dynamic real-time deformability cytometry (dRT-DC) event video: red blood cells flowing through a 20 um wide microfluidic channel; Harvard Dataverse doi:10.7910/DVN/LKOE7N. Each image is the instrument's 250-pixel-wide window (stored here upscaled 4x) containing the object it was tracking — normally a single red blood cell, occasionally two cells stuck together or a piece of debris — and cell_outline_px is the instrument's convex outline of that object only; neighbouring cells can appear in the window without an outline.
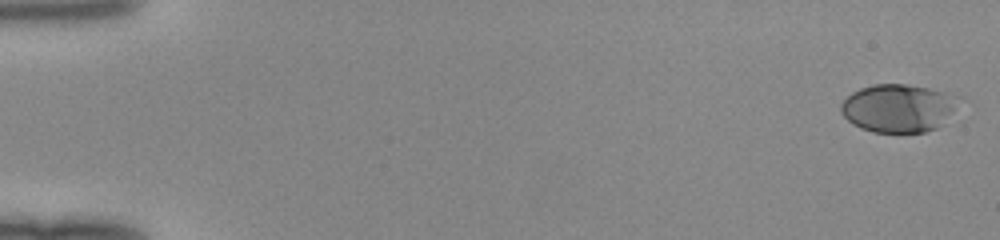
{"species": "human", "species_latin": "Homo sapiens", "temperature_condition": "room temperature", "stored_images_in_passage": 50, "camera_frame_rate_fps": 3000, "um_per_image_px": 0.085, "donor": {"sex": "female"}, "frame": {"image": 1, "passage_image": 1, "time_ms": 0.0, "image_size_px": [1000, 240], "cell_outline_px": [[960, 96], [952, 108], [936, 128], [924, 132], [872, 132], [860, 128], [852, 124], [840, 112], [840, 104], [852, 92], [860, 88], [872, 84], [904, 84], [928, 88]], "centroid_in_image_um": [76.25, 9.18], "position_along_channel_um": 8.7, "area_um2": 32.43}}
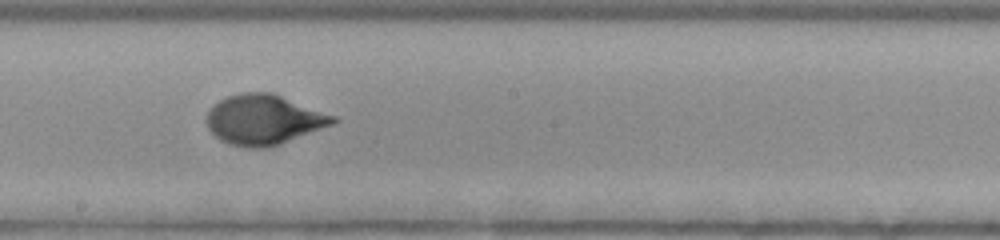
{"frame": {"image": 2, "passage_image": 29, "time_ms": 9.333, "image_size_px": [1000, 240], "cell_outline_px": [[340, 120], [332, 124], [280, 144], [268, 148], [244, 148], [228, 144], [220, 140], [208, 128], [208, 112], [212, 104], [228, 96], [240, 92], [272, 92], [336, 116]], "centroid_in_image_um": [22.41, 10.17], "position_along_channel_um": 225.8, "area_um2": 36.82}}
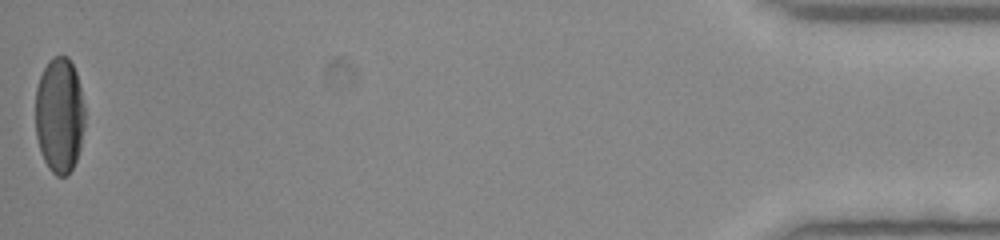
{"frame": {"image": 3, "passage_image": 50, "time_ms": 16.333, "image_size_px": [1000, 240], "cell_outline_px": [[84, 128], [80, 148], [76, 160], [72, 168], [64, 176], [56, 176], [48, 168], [40, 152], [36, 136], [36, 88], [40, 76], [48, 60], [56, 56], [68, 56], [76, 72], [84, 104]], "centroid_in_image_um": [5.05, 9.79], "position_along_channel_um": 430.2, "area_um2": 33.35}}